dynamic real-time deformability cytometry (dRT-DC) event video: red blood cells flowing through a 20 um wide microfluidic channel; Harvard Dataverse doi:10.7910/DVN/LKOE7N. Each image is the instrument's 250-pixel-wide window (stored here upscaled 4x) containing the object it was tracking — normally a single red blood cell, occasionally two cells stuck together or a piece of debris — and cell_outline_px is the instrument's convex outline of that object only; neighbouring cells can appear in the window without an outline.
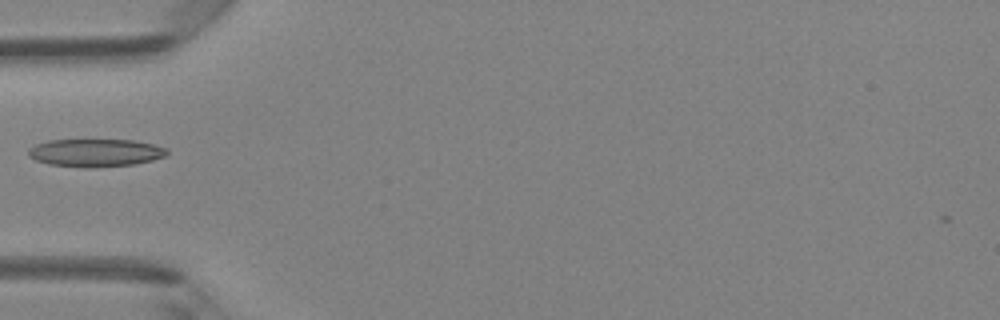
{"species": "Egyptian fruit bat (a non-hibernating species)", "species_latin": "Rousettus aegyptiacus", "temperature_condition": "room temperature", "stored_images_in_passage": 33, "camera_frame_rate_fps": 3000, "um_per_image_px": 0.085, "animal": {"sex": "female"}, "frame": {"image": 1, "passage_image": 1, "time_ms": 0.0, "image_size_px": [1000, 320], "cell_outline_px": [[168, 152], [164, 156], [152, 160], [132, 164], [96, 168], [84, 168], [48, 164], [36, 160], [28, 156], [28, 148], [36, 144], [48, 140], [132, 140], [152, 144], [168, 148]], "centroid_in_image_um": [8.08, 12.99], "position_along_channel_um": 76.9, "area_um2": 22.54}}
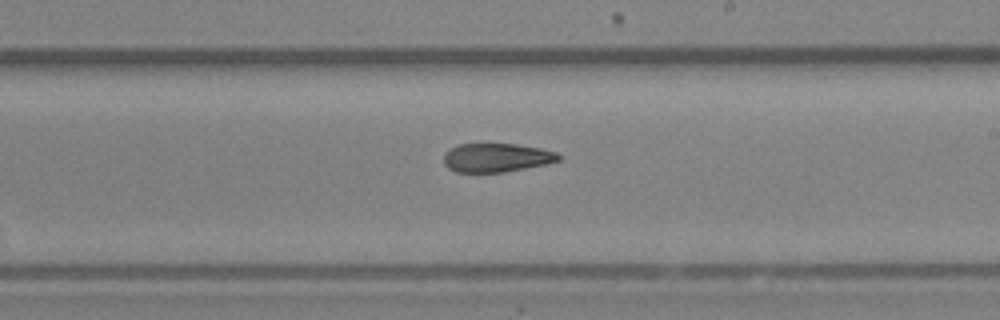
{"frame": {"image": 2, "passage_image": 13, "time_ms": 4.0, "image_size_px": [1000, 320], "cell_outline_px": [[560, 160], [548, 164], [504, 172], [456, 172], [448, 168], [444, 164], [444, 152], [448, 148], [460, 144], [516, 144], [540, 148], [556, 152], [560, 156]], "centroid_in_image_um": [42.19, 13.4], "position_along_channel_um": 246.8, "area_um2": 19.36}}
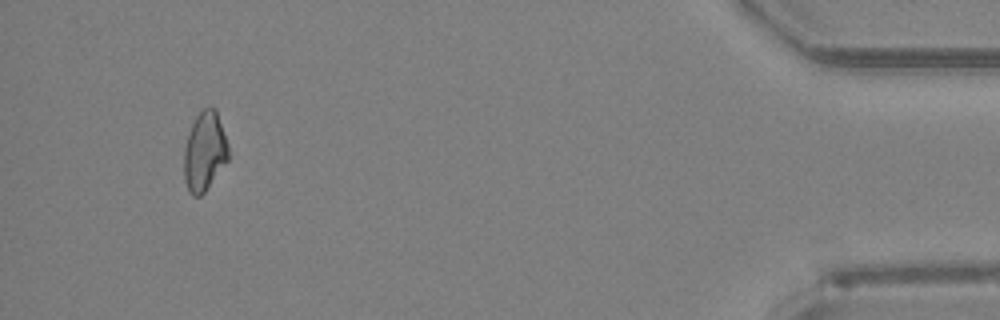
{"frame": {"image": 3, "passage_image": 30, "time_ms": 9.667, "image_size_px": [1000, 320], "cell_outline_px": [[228, 160], [204, 192], [200, 196], [192, 196], [188, 192], [184, 180], [184, 148], [192, 124], [196, 116], [208, 104], [216, 108], [228, 144]], "centroid_in_image_um": [17.38, 12.86], "position_along_channel_um": 417.8, "area_um2": 20.52}}